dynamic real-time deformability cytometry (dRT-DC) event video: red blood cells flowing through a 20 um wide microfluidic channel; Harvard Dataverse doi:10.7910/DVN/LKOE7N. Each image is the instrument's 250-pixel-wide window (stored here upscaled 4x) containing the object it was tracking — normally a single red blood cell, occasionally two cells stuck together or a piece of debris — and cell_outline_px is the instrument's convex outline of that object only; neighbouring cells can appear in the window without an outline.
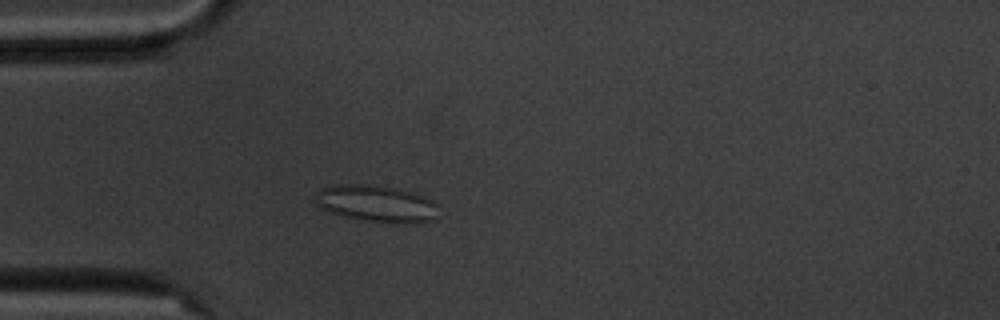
{"species": "common noctule bat (a hibernating species)", "species_latin": "Nyctalus noctula", "temperature_condition": "cold", "stored_images_in_passage": 5, "camera_frame_rate_fps": 3000, "um_per_image_px": 0.085, "animal": {"sex": "male", "body_mass_g": 20.1, "forearm_length_mm": 53.5}, "frame": {"image": 1, "passage_image": 5, "time_ms": 4.667, "image_size_px": [1000, 320], "cell_outline_px": [[436, 220], [416, 224], [412, 224], [364, 220], [344, 216], [320, 208], [316, 204], [316, 196], [320, 188], [332, 184], [364, 184], [392, 188], [412, 192], [424, 196], [432, 200], [436, 204]], "centroid_in_image_um": [32.0, 17.31], "position_along_channel_um": 53.0, "area_um2": 26.36}}